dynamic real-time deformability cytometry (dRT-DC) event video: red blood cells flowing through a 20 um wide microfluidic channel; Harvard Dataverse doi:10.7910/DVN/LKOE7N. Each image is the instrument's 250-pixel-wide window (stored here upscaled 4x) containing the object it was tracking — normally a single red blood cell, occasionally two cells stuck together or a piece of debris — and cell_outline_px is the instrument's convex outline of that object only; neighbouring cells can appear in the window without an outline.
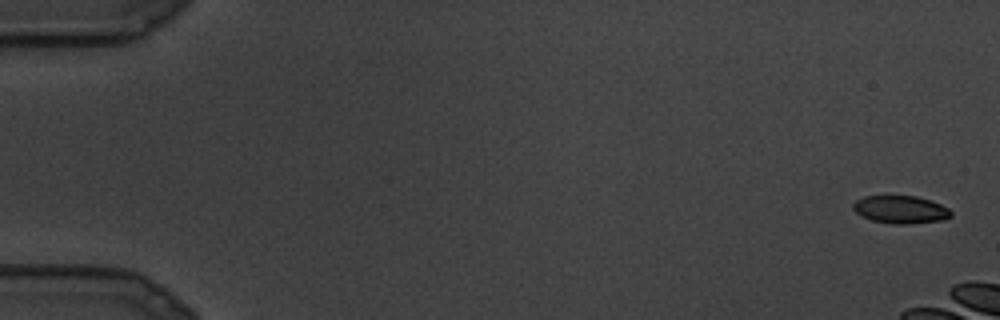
{"species": "common noctule bat (a hibernating species)", "species_latin": "Nyctalus noctula", "temperature_condition": "cold", "stored_images_in_passage": 5, "camera_frame_rate_fps": 3000, "um_per_image_px": 0.085, "animal": {"sex": "male", "body_mass_g": 19.5, "forearm_length_mm": 54.6}, "frame": {"image": 1, "passage_image": 1, "time_ms": 0.0, "image_size_px": [1000, 320], "cell_outline_px": [[952, 216], [944, 220], [908, 224], [892, 224], [872, 220], [860, 216], [852, 208], [852, 204], [856, 200], [864, 196], [916, 196], [932, 200], [948, 208], [952, 212]], "centroid_in_image_um": [76.55, 17.81], "position_along_channel_um": 8.4, "area_um2": 16.01}}